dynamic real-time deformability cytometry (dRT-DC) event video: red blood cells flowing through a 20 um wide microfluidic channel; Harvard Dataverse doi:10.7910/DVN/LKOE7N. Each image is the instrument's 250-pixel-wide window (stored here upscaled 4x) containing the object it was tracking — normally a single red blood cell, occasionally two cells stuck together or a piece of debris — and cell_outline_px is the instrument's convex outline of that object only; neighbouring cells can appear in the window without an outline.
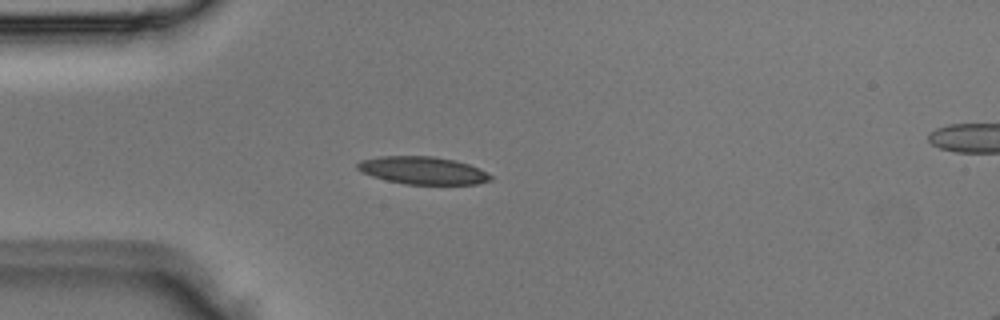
{"species": "Egyptian fruit bat (a non-hibernating species)", "species_latin": "Rousettus aegyptiacus", "temperature_condition": "room temperature", "stored_images_in_passage": 2, "camera_frame_rate_fps": 3000, "um_per_image_px": 0.085, "animal": {"sex": "male"}, "frame": {"image": 1, "passage_image": 1, "time_ms": 0.0, "image_size_px": [1000, 320], "cell_outline_px": [[492, 180], [476, 184], [408, 184], [388, 180], [372, 176], [356, 168], [356, 164], [360, 160], [380, 156], [432, 156], [456, 160], [480, 168], [492, 176]], "centroid_in_image_um": [35.96, 14.48], "position_along_channel_um": 49.0, "area_um2": 21.33}}